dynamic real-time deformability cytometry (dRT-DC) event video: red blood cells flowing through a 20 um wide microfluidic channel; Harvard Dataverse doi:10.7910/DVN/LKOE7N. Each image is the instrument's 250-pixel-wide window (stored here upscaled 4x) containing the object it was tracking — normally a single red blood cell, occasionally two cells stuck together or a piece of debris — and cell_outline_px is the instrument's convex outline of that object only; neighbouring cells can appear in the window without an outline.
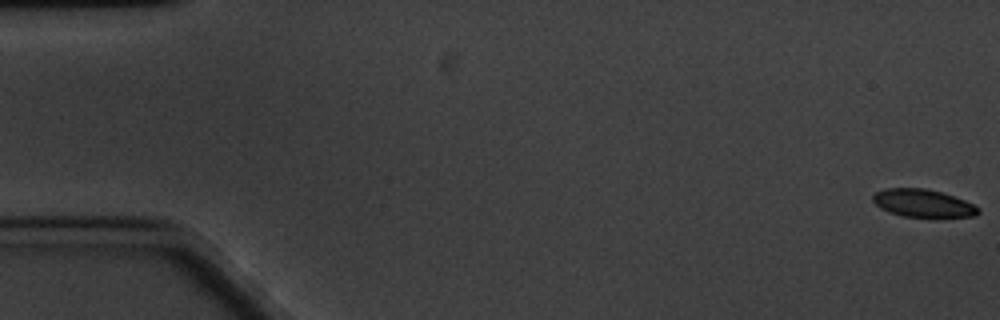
{"species": "common noctule bat (a hibernating species)", "species_latin": "Nyctalus noctula", "temperature_condition": "cold", "stored_images_in_passage": 62, "camera_frame_rate_fps": 3000, "um_per_image_px": 0.085, "animal": {"sex": "male", "body_mass_g": 20.1, "forearm_length_mm": 53.5}, "frame": {"image": 1, "passage_image": 1, "time_ms": 0.0, "image_size_px": [1000, 320], "cell_outline_px": [[980, 212], [976, 216], [936, 220], [932, 220], [904, 216], [888, 212], [880, 208], [872, 200], [872, 196], [876, 192], [884, 188], [924, 188], [944, 192], [964, 200], [980, 208]], "centroid_in_image_um": [78.51, 17.33], "position_along_channel_um": 6.5, "area_um2": 18.03}}
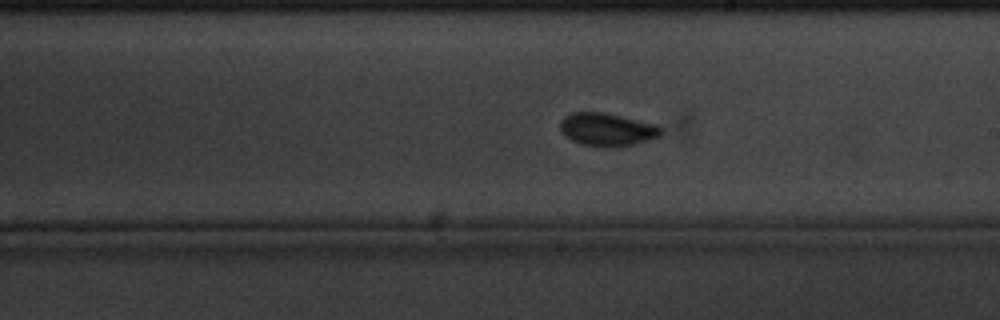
{"frame": {"image": 2, "passage_image": 35, "time_ms": 11.333, "image_size_px": [1000, 320], "cell_outline_px": [[664, 132], [660, 136], [648, 140], [616, 148], [600, 148], [580, 144], [564, 136], [560, 132], [560, 120], [564, 116], [572, 112], [604, 112], [656, 124], [664, 128]], "centroid_in_image_um": [51.59, 11.02], "position_along_channel_um": 237.4, "area_um2": 19.88}}
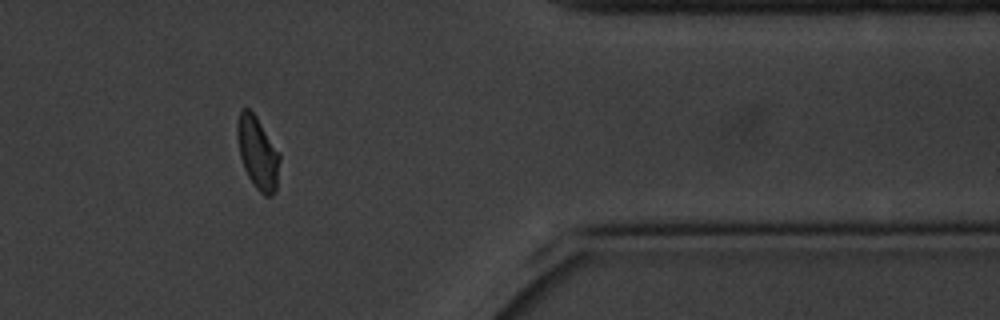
{"frame": {"image": 3, "passage_image": 51, "time_ms": 16.667, "image_size_px": [1000, 320], "cell_outline_px": [[280, 160], [276, 192], [272, 196], [264, 196], [256, 188], [248, 176], [244, 168], [240, 156], [236, 136], [236, 124], [240, 112], [244, 108], [248, 108], [256, 116], [280, 152]], "centroid_in_image_um": [21.91, 13.0], "position_along_channel_um": 389.5, "area_um2": 18.09}, "authors_computed_cell_mechanics": {"area_um2": 18.1203, "velocity_mm_per_s": 3.2524, "shape_relaxation_time_tau1_ms": 2.4989, "shape_relaxation_time_tau2_ms": 1.0392, "deformation_change_tau1": 0.0866, "deformation_change_tau2": 0.056}}